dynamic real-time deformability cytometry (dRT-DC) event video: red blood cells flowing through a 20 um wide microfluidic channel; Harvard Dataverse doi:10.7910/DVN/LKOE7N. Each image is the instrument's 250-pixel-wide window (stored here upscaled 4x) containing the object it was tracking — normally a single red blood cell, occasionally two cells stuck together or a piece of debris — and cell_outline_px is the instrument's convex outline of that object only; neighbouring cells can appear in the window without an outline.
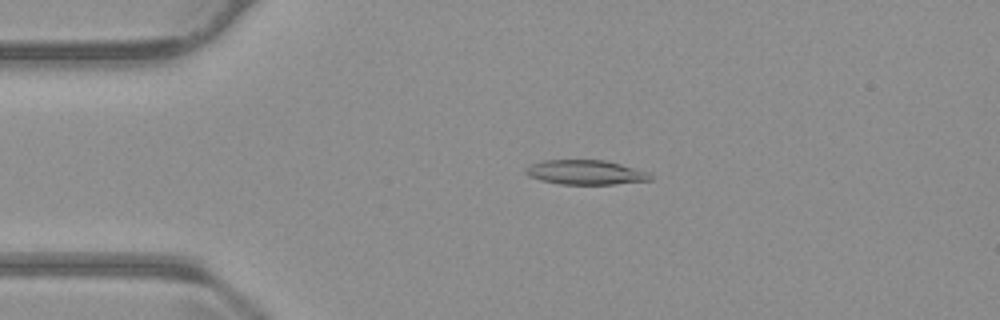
{"species": "common noctule bat (a hibernating species)", "species_latin": "Nyctalus noctula", "temperature_condition": "warm", "stored_images_in_passage": 55, "camera_frame_rate_fps": 3000, "um_per_image_px": 0.085, "animal": {"sex": "male", "body_mass_g": 23.1, "forearm_length_mm": 52.7}, "frame": {"image": 1, "passage_image": 12, "time_ms": 3.667, "image_size_px": [1000, 320], "cell_outline_px": [[652, 180], [612, 184], [560, 184], [540, 180], [528, 176], [524, 172], [524, 168], [532, 164], [544, 160], [604, 160], [620, 164], [648, 172], [652, 176]], "centroid_in_image_um": [49.74, 14.65], "position_along_channel_um": 35.3, "area_um2": 17.74}}
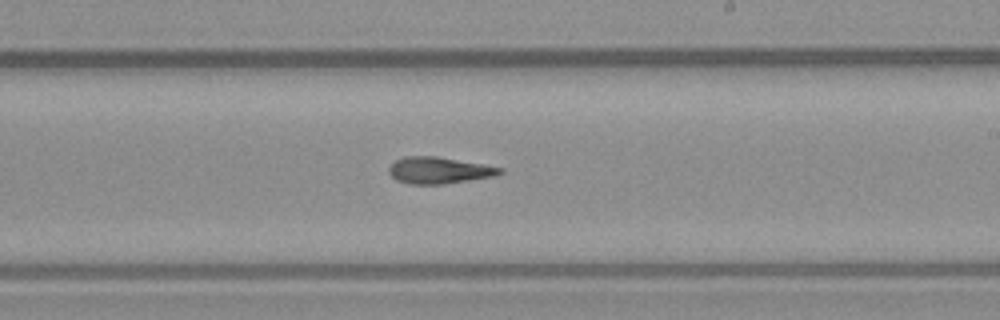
{"frame": {"image": 2, "passage_image": 32, "time_ms": 10.333, "image_size_px": [1000, 320], "cell_outline_px": [[504, 172], [496, 176], [444, 184], [412, 184], [396, 180], [388, 172], [388, 168], [396, 160], [404, 156], [436, 156], [504, 168]], "centroid_in_image_um": [37.32, 14.48], "position_along_channel_um": 251.7, "area_um2": 17.17}}
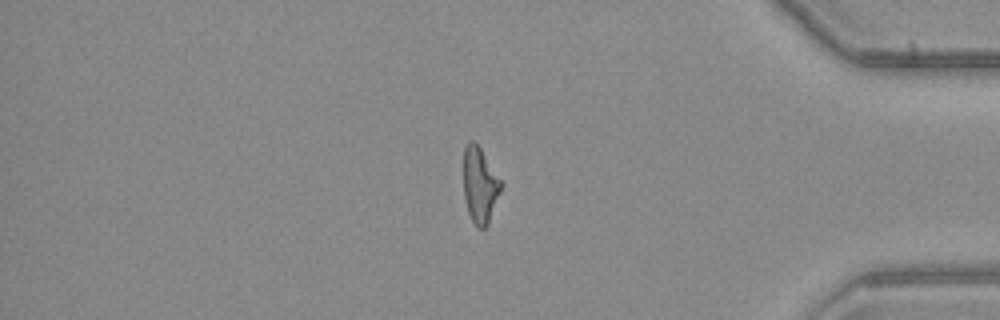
{"frame": {"image": 3, "passage_image": 46, "time_ms": 15.0, "image_size_px": [1000, 320], "cell_outline_px": [[504, 184], [488, 224], [484, 228], [476, 228], [468, 212], [464, 196], [464, 148], [468, 140], [472, 140], [480, 148]], "centroid_in_image_um": [40.8, 15.75], "position_along_channel_um": 394.4, "area_um2": 16.59}}